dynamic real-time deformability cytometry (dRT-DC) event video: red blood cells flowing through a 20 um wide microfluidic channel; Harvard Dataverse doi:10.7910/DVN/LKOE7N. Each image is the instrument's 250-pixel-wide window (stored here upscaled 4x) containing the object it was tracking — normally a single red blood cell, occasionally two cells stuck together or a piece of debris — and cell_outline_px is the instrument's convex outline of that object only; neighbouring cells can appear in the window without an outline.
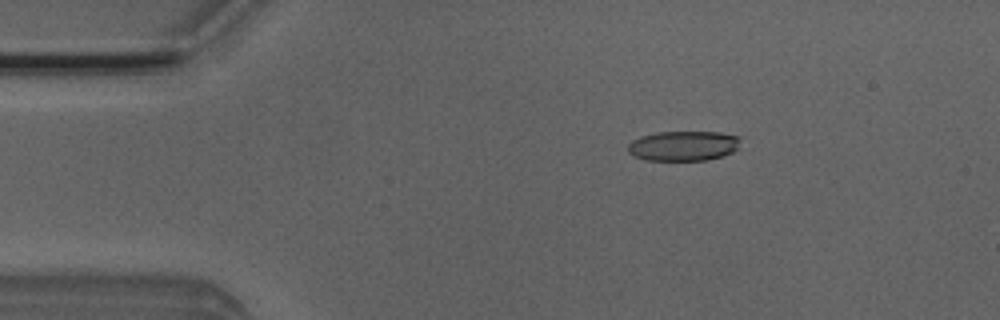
{"species": "Egyptian fruit bat (a non-hibernating species)", "species_latin": "Rousettus aegyptiacus", "temperature_condition": "room temperature", "stored_images_in_passage": 48, "camera_frame_rate_fps": 3000, "um_per_image_px": 0.085, "animal": {"sex": "male"}, "frame": {"image": 1, "passage_image": 8, "time_ms": 2.333, "image_size_px": [1000, 320], "cell_outline_px": [[740, 140], [736, 148], [732, 152], [720, 156], [704, 160], [644, 160], [628, 152], [628, 144], [632, 140], [640, 136], [656, 132], [720, 132], [740, 136]], "centroid_in_image_um": [58.06, 12.38], "position_along_channel_um": 26.9, "area_um2": 19.54}}
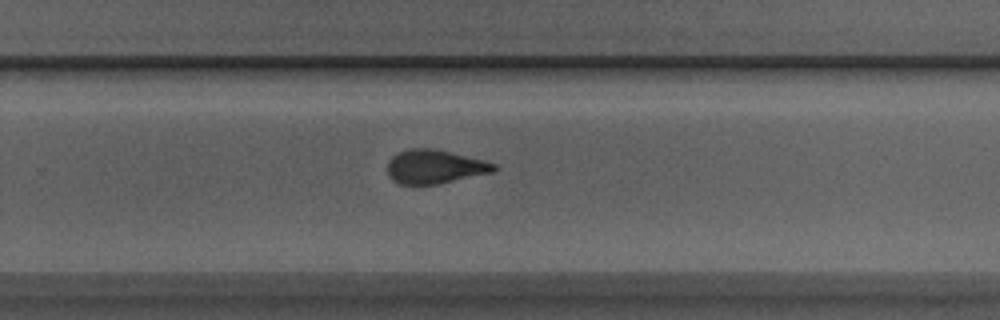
{"frame": {"image": 2, "passage_image": 32, "time_ms": 10.333, "image_size_px": [1000, 320], "cell_outline_px": [[496, 168], [492, 172], [436, 184], [400, 184], [392, 180], [388, 176], [388, 160], [392, 156], [408, 148], [432, 148], [452, 152], [484, 160], [496, 164]], "centroid_in_image_um": [36.92, 14.16], "position_along_channel_um": 292.9, "area_um2": 20.87}}
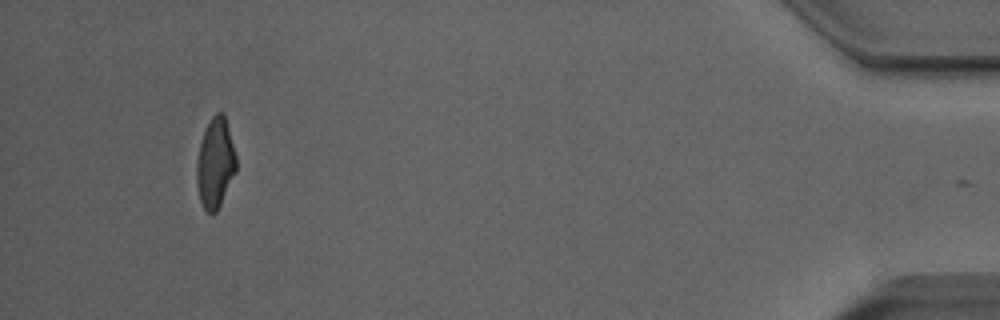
{"frame": {"image": 3, "passage_image": 47, "time_ms": 15.333, "image_size_px": [1000, 320], "cell_outline_px": [[236, 172], [216, 212], [212, 216], [204, 208], [200, 200], [196, 184], [196, 164], [200, 144], [204, 132], [212, 116], [216, 112], [224, 112], [236, 156]], "centroid_in_image_um": [18.29, 13.88], "position_along_channel_um": 416.9, "area_um2": 20.63}, "authors_computed_cell_mechanics": {"area_um2": 21.2993, "velocity_mm_per_s": 4.0344, "shape_relaxation_time_tau1_ms": 4.1668, "shape_relaxation_time_tau2_ms": 1.5993, "deformation_change_tau1": 0.1607, "deformation_change_tau2": 0.0833}}